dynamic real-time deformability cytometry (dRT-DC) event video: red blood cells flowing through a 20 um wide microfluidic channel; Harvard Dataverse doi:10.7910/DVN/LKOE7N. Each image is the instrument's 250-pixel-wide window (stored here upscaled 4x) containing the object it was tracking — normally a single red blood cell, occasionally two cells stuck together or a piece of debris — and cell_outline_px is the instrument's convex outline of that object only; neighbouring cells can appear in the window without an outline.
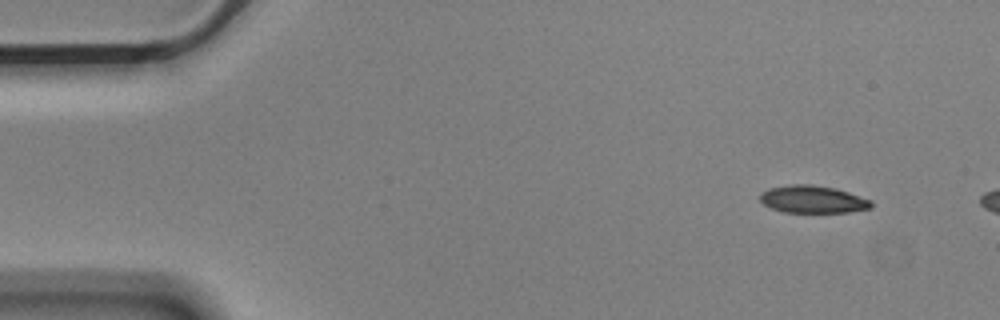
{"species": "Egyptian fruit bat (a non-hibernating species)", "species_latin": "Rousettus aegyptiacus", "temperature_condition": "cold", "stored_images_in_passage": 6, "camera_frame_rate_fps": 3000, "um_per_image_px": 0.085, "animal": {"sex": "male"}, "frame": {"image": 1, "passage_image": 1, "time_ms": 0.0, "image_size_px": [1000, 320], "cell_outline_px": [[872, 204], [868, 208], [848, 212], [784, 212], [772, 208], [764, 204], [760, 200], [760, 192], [772, 188], [792, 184], [812, 184], [836, 188], [872, 200]], "centroid_in_image_um": [69.08, 16.93], "position_along_channel_um": 15.9, "area_um2": 17.63}}